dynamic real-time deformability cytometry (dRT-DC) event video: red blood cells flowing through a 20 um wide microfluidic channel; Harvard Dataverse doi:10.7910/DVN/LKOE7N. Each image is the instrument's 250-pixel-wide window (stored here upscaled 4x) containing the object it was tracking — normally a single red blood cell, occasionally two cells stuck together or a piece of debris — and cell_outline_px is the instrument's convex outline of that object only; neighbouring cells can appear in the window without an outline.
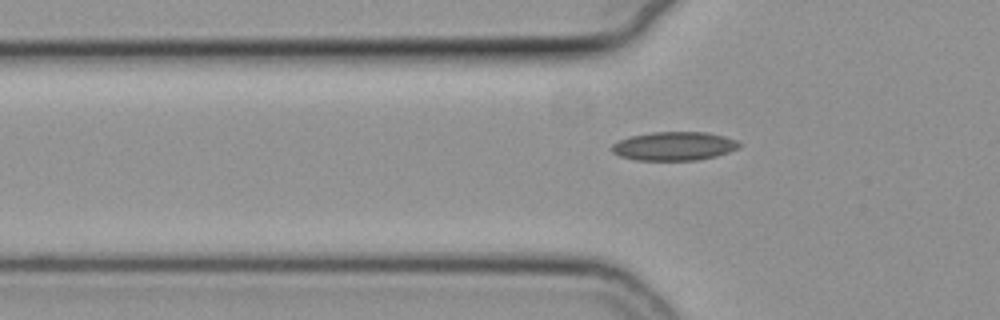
{"species": "common noctule bat (a hibernating species)", "species_latin": "Nyctalus noctula", "temperature_condition": "cold", "stored_images_in_passage": 41, "camera_frame_rate_fps": 3000, "um_per_image_px": 0.085, "animal": {"sex": "female", "body_mass_g": 19.3, "forearm_length_mm": 54.1}, "frame": {"image": 1, "passage_image": 5, "time_ms": 1.333, "image_size_px": [1000, 320], "cell_outline_px": [[740, 144], [736, 148], [728, 152], [716, 156], [696, 160], [636, 160], [620, 156], [612, 152], [612, 144], [628, 136], [652, 132], [708, 132], [724, 136], [736, 140]], "centroid_in_image_um": [57.27, 12.41], "position_along_channel_um": 68.5, "area_um2": 21.21}}
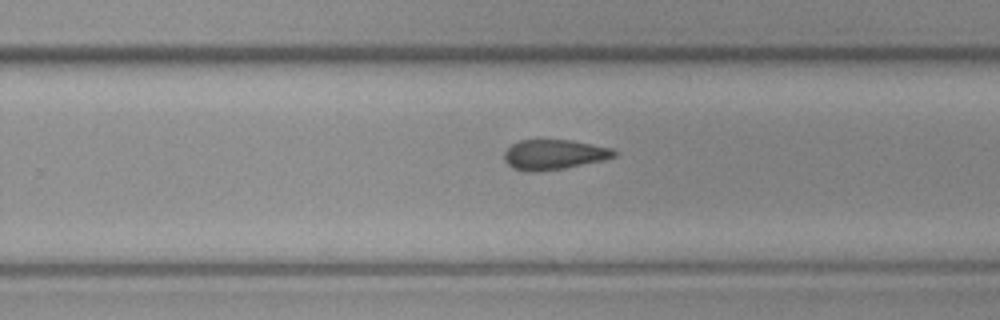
{"frame": {"image": 2, "passage_image": 22, "time_ms": 7.0, "image_size_px": [1000, 320], "cell_outline_px": [[616, 156], [604, 160], [564, 168], [532, 172], [528, 172], [512, 168], [504, 160], [504, 152], [512, 144], [520, 140], [572, 140], [612, 148], [616, 152]], "centroid_in_image_um": [47.08, 13.14], "position_along_channel_um": 282.7, "area_um2": 19.19}}
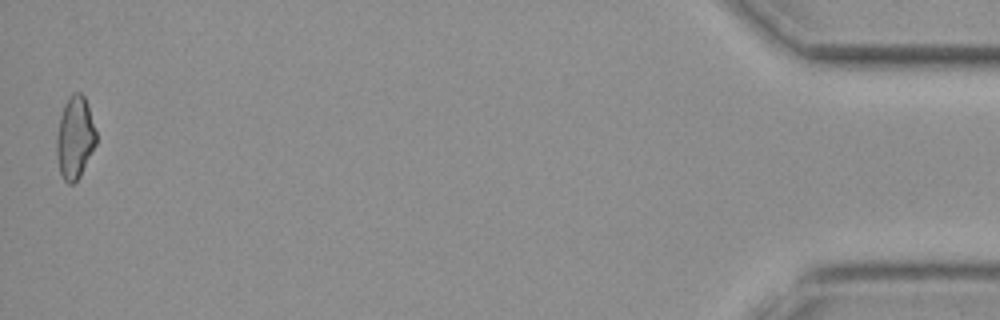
{"frame": {"image": 3, "passage_image": 41, "time_ms": 13.333, "image_size_px": [1000, 320], "cell_outline_px": [[96, 144], [80, 176], [72, 184], [68, 184], [64, 180], [60, 172], [56, 156], [56, 136], [60, 116], [64, 104], [68, 96], [72, 92], [80, 92], [84, 96], [88, 104], [96, 132]], "centroid_in_image_um": [6.35, 11.67], "position_along_channel_um": 428.8, "area_um2": 19.13}, "authors_computed_cell_mechanics": {"area_um2": 19.8254, "velocity_mm_per_s": 3.7989, "shape_relaxation_time_tau1_ms": null, "shape_relaxation_time_tau2_ms": 5.1423, "deformation_change_tau1": null, "deformation_change_tau2": 0.1061}}